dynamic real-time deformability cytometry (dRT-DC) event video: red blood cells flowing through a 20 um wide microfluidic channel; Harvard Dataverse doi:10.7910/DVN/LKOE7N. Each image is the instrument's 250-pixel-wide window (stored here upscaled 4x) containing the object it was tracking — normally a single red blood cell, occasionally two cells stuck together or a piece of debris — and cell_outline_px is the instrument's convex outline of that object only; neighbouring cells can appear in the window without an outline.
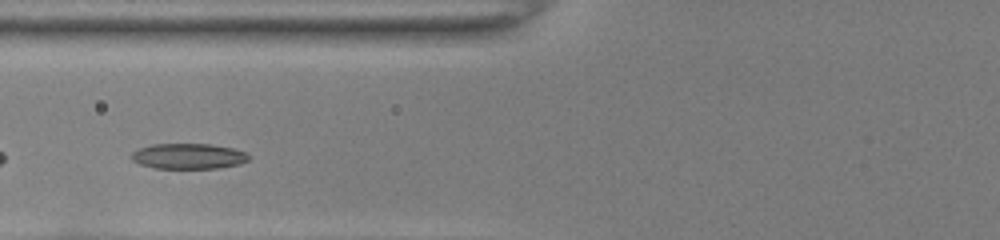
{"species": "common noctule bat (a hibernating species)", "species_latin": "Nyctalus noctula", "temperature_condition": "room temperature", "stored_images_in_passage": 39, "camera_frame_rate_fps": 3000, "um_per_image_px": 0.085, "animal": {"sex": "female", "body_mass_g": 22.0, "forearm_length_mm": 56.7}, "frame": {"image": 1, "passage_image": 10, "time_ms": 3.0, "image_size_px": [1000, 240], "cell_outline_px": [[252, 156], [248, 160], [240, 164], [220, 168], [156, 168], [140, 164], [132, 160], [132, 152], [140, 148], [152, 144], [212, 144], [232, 148], [248, 152]], "centroid_in_image_um": [16.08, 13.27], "position_along_channel_um": 109.7, "area_um2": 17.51}}
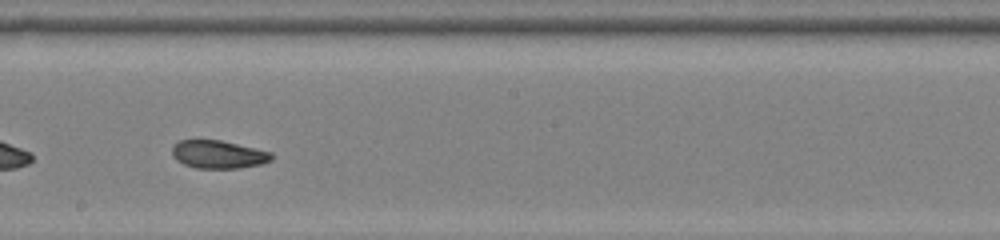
{"frame": {"image": 2, "passage_image": 19, "time_ms": 6.0, "image_size_px": [1000, 240], "cell_outline_px": [[272, 160], [260, 164], [240, 168], [196, 168], [184, 164], [176, 160], [172, 156], [172, 148], [180, 140], [220, 140], [272, 152]], "centroid_in_image_um": [18.55, 13.13], "position_along_channel_um": 229.6, "area_um2": 16.13}}
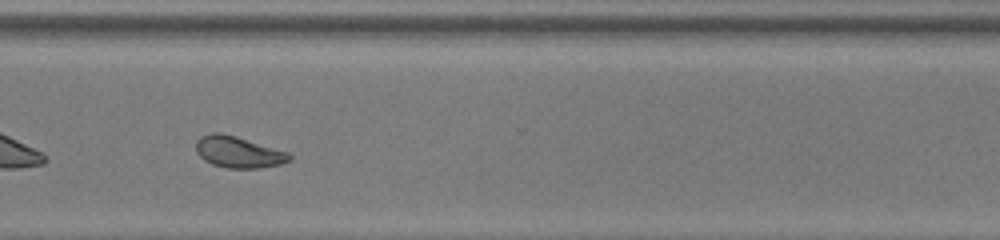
{"frame": {"image": 3, "passage_image": 28, "time_ms": 9.0, "image_size_px": [1000, 240], "cell_outline_px": [[292, 160], [280, 164], [260, 168], [228, 168], [212, 164], [204, 160], [196, 152], [196, 140], [200, 136], [212, 132], [220, 132], [236, 136], [288, 152], [292, 156]], "centroid_in_image_um": [20.25, 12.92], "position_along_channel_um": 350.4, "area_um2": 17.17}, "authors_computed_cell_mechanics": {"area_um2": 17.1666, "velocity_mm_per_s": 4.0016, "shape_relaxation_time_tau1_ms": 4.6671, "shape_relaxation_time_tau2_ms": 1.7914, "deformation_change_tau1": 0.1515, "deformation_change_tau2": 0.0698}}